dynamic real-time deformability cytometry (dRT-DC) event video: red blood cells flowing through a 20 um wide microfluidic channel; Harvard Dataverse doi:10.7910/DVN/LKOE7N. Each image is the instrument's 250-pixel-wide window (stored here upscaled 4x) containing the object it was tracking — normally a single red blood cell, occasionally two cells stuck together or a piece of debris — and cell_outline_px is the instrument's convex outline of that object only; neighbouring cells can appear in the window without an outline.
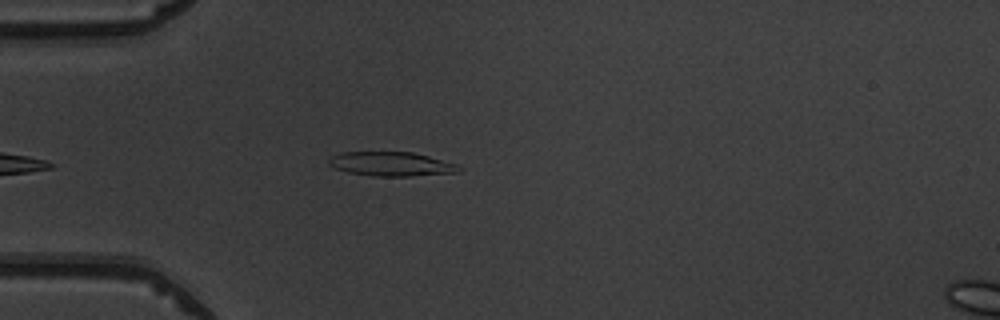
{"species": "common noctule bat (a hibernating species)", "species_latin": "Nyctalus noctula", "temperature_condition": "warm", "stored_images_in_passage": 35, "camera_frame_rate_fps": 3000, "um_per_image_px": 0.085, "animal": {"sex": "male", "body_mass_g": 19.5, "forearm_length_mm": 54.6}, "frame": {"image": 1, "passage_image": 2, "time_ms": 0.333, "image_size_px": [1000, 320], "cell_outline_px": [[464, 168], [460, 172], [408, 176], [372, 176], [348, 172], [336, 168], [328, 164], [328, 160], [332, 156], [340, 152], [412, 152], [428, 156], [456, 164]], "centroid_in_image_um": [33.27, 13.94], "position_along_channel_um": 51.7, "area_um2": 18.26}}
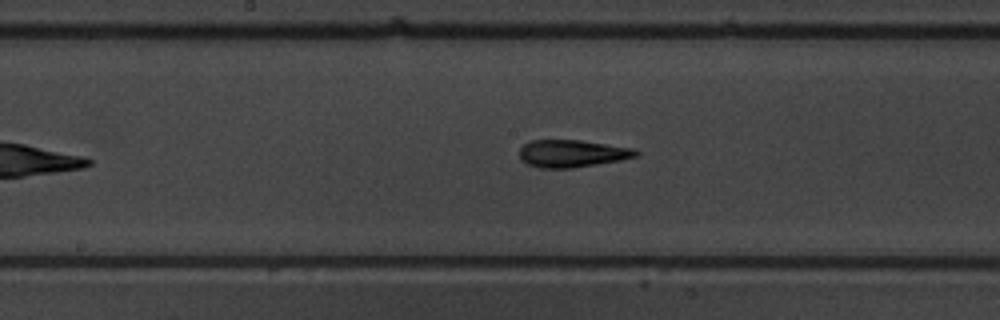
{"frame": {"image": 2, "passage_image": 14, "time_ms": 4.333, "image_size_px": [1000, 320], "cell_outline_px": [[640, 152], [636, 156], [620, 160], [572, 168], [540, 168], [528, 164], [520, 156], [520, 148], [524, 144], [532, 140], [580, 140], [632, 148]], "centroid_in_image_um": [48.62, 13.04], "position_along_channel_um": 199.6, "area_um2": 18.32}}
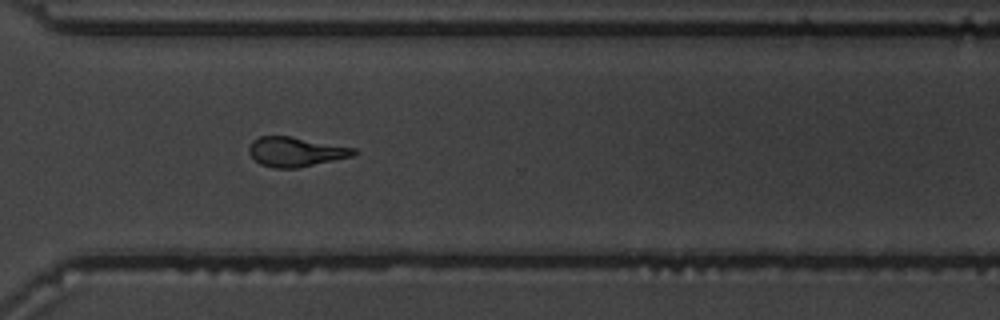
{"frame": {"image": 3, "passage_image": 25, "time_ms": 8.0, "image_size_px": [1000, 320], "cell_outline_px": [[356, 152], [352, 156], [296, 168], [272, 168], [260, 164], [248, 152], [248, 148], [252, 140], [260, 136], [292, 136], [356, 148]], "centroid_in_image_um": [25.1, 12.89], "position_along_channel_um": 345.5, "area_um2": 17.98}, "authors_computed_cell_mechanics": {"area_um2": 18.6116, "velocity_mm_per_s": 3.9807, "shape_relaxation_time_tau1_ms": 4.3262, "shape_relaxation_time_tau2_ms": 2.3371, "deformation_change_tau1": 0.1726, "deformation_change_tau2": 0.1194}}